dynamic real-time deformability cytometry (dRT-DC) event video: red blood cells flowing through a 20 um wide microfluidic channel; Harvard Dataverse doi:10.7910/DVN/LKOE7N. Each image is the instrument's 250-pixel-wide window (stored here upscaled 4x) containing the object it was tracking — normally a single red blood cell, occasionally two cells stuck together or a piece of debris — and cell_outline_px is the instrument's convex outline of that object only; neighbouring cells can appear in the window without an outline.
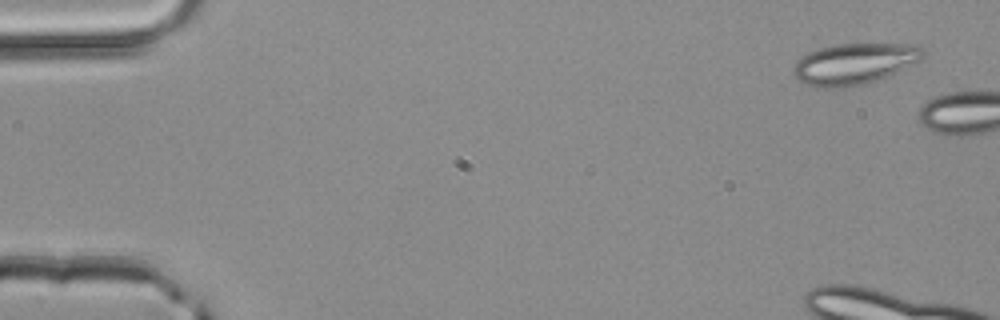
{"species": "common noctule bat (a hibernating species)", "species_latin": "Nyctalus noctula", "temperature_condition": "room temperature", "stored_images_in_passage": 4, "camera_frame_rate_fps": 3000, "um_per_image_px": 0.085, "animal": {"sex": "male", "body_mass_g": 20.4}, "frame": {"image": 1, "passage_image": 1, "time_ms": 0.0, "image_size_px": [1000, 320], "cell_outline_px": [[924, 56], [920, 60], [888, 76], [876, 80], [844, 88], [816, 88], [804, 84], [792, 72], [792, 68], [796, 60], [800, 56], [816, 48], [832, 44], [920, 44], [924, 48]], "centroid_in_image_um": [72.58, 5.41], "position_along_channel_um": 12.4, "area_um2": 31.44}}